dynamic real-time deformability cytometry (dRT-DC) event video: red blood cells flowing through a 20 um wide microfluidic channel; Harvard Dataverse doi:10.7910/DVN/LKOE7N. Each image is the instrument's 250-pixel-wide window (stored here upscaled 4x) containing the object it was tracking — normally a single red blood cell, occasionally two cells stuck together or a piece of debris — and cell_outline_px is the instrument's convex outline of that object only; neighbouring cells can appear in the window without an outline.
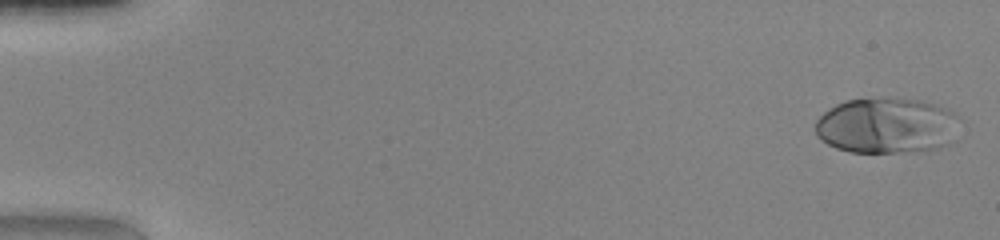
{"species": "human", "species_latin": "Homo sapiens", "temperature_condition": "warm", "stored_images_in_passage": 49, "camera_frame_rate_fps": 3000, "um_per_image_px": 0.085, "donor": {"sex": "female"}, "frame": {"image": 1, "passage_image": 1, "time_ms": 0.0, "image_size_px": [1000, 240], "cell_outline_px": [[956, 140], [952, 144], [928, 152], [848, 152], [836, 148], [820, 140], [816, 136], [816, 120], [824, 112], [836, 104], [844, 100], [920, 100], [944, 108], [952, 112], [956, 116]], "centroid_in_image_um": [75.38, 10.74], "position_along_channel_um": 9.6, "area_um2": 46.7}}
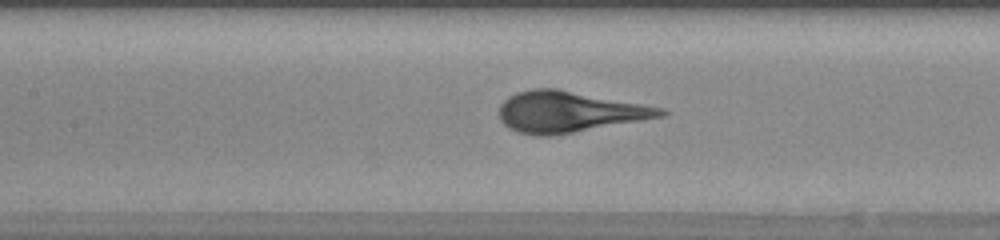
{"frame": {"image": 2, "passage_image": 23, "time_ms": 7.333, "image_size_px": [1000, 240], "cell_outline_px": [[668, 112], [664, 116], [572, 132], [548, 136], [536, 136], [516, 132], [508, 128], [500, 120], [500, 104], [508, 96], [516, 92], [532, 88], [556, 88], [664, 108]], "centroid_in_image_um": [48.31, 9.5], "position_along_channel_um": 159.1, "area_um2": 38.26}}
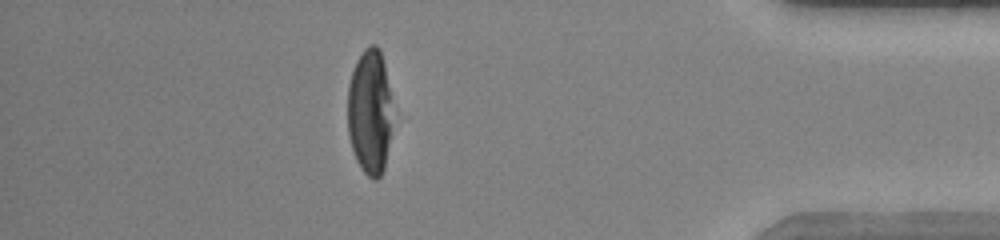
{"frame": {"image": 3, "passage_image": 43, "time_ms": 14.0, "image_size_px": [1000, 240], "cell_outline_px": [[388, 140], [384, 168], [380, 176], [376, 180], [372, 180], [360, 168], [356, 160], [348, 136], [348, 84], [356, 60], [364, 48], [368, 44], [376, 44], [380, 48], [384, 64], [388, 88]], "centroid_in_image_um": [31.36, 9.48], "position_along_channel_um": 403.8, "area_um2": 31.85}}